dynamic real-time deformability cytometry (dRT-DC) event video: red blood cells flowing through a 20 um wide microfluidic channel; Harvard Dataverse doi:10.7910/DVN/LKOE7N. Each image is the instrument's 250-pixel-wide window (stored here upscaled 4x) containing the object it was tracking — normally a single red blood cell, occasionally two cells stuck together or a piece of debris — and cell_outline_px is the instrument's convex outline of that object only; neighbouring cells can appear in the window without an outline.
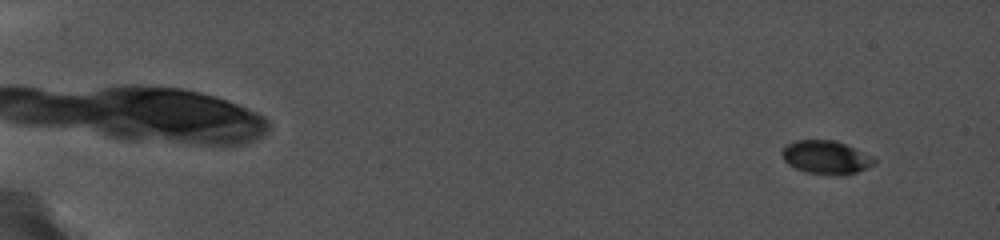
{"species": "common noctule bat (a hibernating species)", "species_latin": "Nyctalus noctula", "temperature_condition": "cold", "stored_images_in_passage": 99, "camera_frame_rate_fps": 5000, "um_per_image_px": 0.085, "animal": {"sex": "female", "body_mass_g": 19.0, "forearm_length_mm": 56.7}, "frame": {"image": 1, "passage_image": 11, "time_ms": 1.6, "image_size_px": [1000, 240], "cell_outline_px": [[876, 160], [872, 164], [856, 172], [808, 172], [784, 160], [784, 148], [788, 144], [796, 140], [836, 140], [872, 156]], "centroid_in_image_um": [70.23, 13.3], "position_along_channel_um": 14.8, "area_um2": 16.59}}
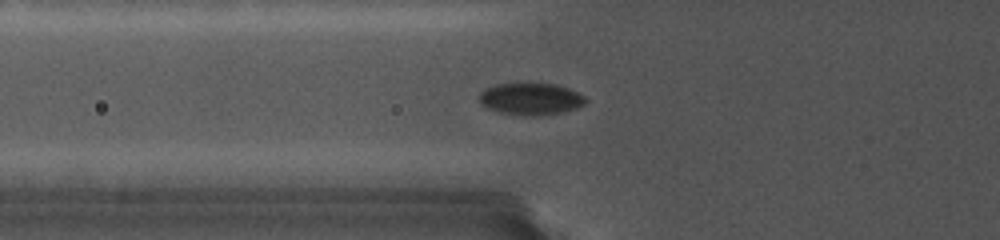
{"frame": {"image": 2, "passage_image": 48, "time_ms": 8.0, "image_size_px": [1000, 240], "cell_outline_px": [[588, 100], [584, 104], [576, 108], [564, 112], [536, 116], [520, 116], [500, 112], [488, 108], [480, 104], [480, 92], [496, 84], [552, 84], [568, 88], [584, 96]], "centroid_in_image_um": [45.12, 8.43], "position_along_channel_um": 80.7, "area_um2": 19.65}}
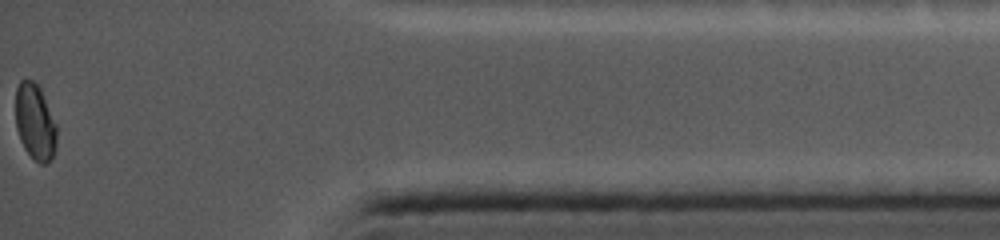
{"frame": {"image": 3, "passage_image": 98, "time_ms": 18.0, "image_size_px": [1000, 240], "cell_outline_px": [[56, 148], [52, 160], [44, 164], [40, 164], [24, 148], [20, 140], [16, 128], [16, 88], [20, 80], [32, 80], [36, 84], [56, 124]], "centroid_in_image_um": [2.97, 10.42], "position_along_channel_um": 432.2, "area_um2": 17.86}}